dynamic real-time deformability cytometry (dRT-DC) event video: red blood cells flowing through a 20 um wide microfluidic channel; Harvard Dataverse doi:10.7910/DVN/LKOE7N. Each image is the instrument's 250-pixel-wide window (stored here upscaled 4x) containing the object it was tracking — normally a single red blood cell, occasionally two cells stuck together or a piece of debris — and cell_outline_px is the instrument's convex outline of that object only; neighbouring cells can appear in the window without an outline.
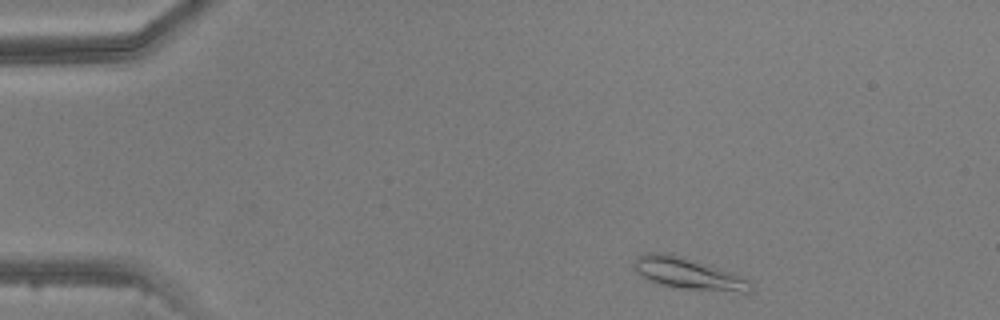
{"species": "common noctule bat (a hibernating species)", "species_latin": "Nyctalus noctula", "temperature_condition": "warm", "stored_images_in_passage": 3, "camera_frame_rate_fps": 3000, "um_per_image_px": 0.085, "animal": {"sex": "male", "body_mass_g": 20.5, "forearm_length_mm": 52.5}, "frame": {"image": 1, "passage_image": 1, "time_ms": 0.0, "image_size_px": [1000, 320], "cell_outline_px": [[752, 292], [748, 296], [736, 296], [684, 288], [660, 284], [640, 276], [632, 260], [636, 256], [648, 252], [664, 252], [684, 256], [736, 272], [752, 280]], "centroid_in_image_um": [58.74, 23.31], "position_along_channel_um": 26.3, "area_um2": 23.0}}